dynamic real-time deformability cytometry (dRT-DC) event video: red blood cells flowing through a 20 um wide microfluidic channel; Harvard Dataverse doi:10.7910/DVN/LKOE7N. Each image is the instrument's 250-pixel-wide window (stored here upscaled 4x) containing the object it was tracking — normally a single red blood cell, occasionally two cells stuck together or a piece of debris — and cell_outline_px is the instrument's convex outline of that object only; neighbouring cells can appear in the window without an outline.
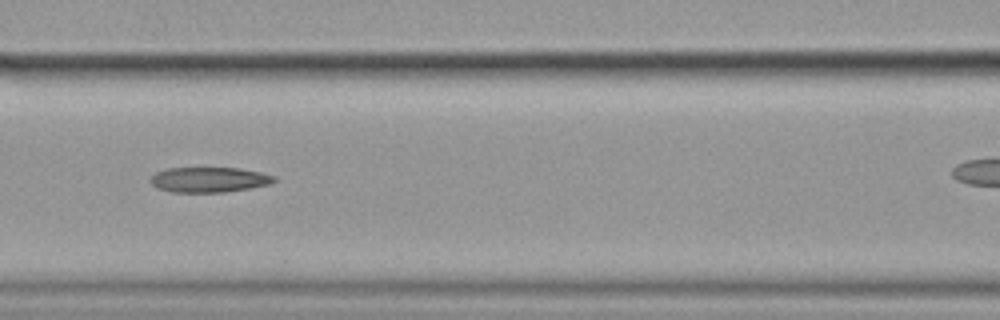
{"species": "common noctule bat (a hibernating species)", "species_latin": "Nyctalus noctula", "temperature_condition": "cold", "stored_images_in_passage": 6, "camera_frame_rate_fps": 3000, "um_per_image_px": 0.085, "animal": {"sex": "female", "body_mass_g": 19.9}, "frame": {"image": 1, "passage_image": 3, "time_ms": 0.667, "image_size_px": [1000, 320], "cell_outline_px": [[276, 180], [268, 184], [248, 188], [224, 192], [172, 192], [156, 188], [148, 180], [156, 172], [168, 168], [240, 168], [260, 172], [276, 176]], "centroid_in_image_um": [17.74, 15.27], "position_along_channel_um": 148.9, "area_um2": 18.09}}
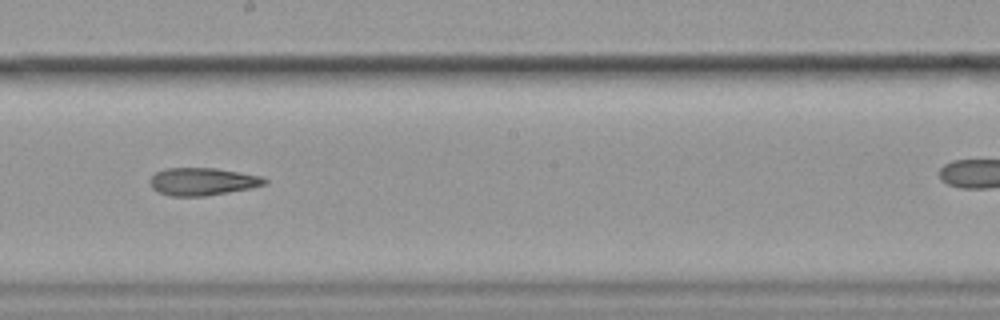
{"frame": {"image": 2, "passage_image": 5, "time_ms": 1.333, "image_size_px": [1000, 320], "cell_outline_px": [[268, 184], [252, 188], [204, 196], [172, 196], [160, 192], [152, 188], [148, 180], [156, 172], [164, 168], [216, 168], [260, 176], [268, 180]], "centroid_in_image_um": [17.21, 15.43], "position_along_channel_um": 231.0, "area_um2": 18.44}}